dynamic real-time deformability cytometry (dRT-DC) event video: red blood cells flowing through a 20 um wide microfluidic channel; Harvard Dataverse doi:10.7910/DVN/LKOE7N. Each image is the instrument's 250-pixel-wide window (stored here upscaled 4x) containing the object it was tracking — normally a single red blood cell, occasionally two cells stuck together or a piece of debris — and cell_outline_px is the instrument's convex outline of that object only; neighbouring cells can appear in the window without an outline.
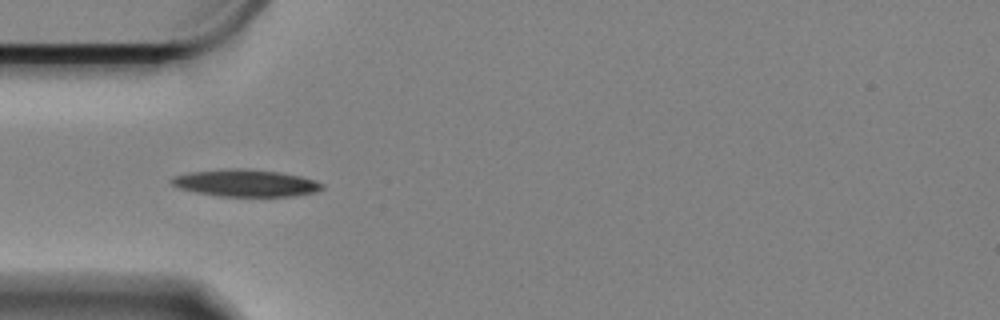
{"species": "Egyptian fruit bat (a non-hibernating species)", "species_latin": "Rousettus aegyptiacus", "temperature_condition": "cold", "stored_images_in_passage": 44, "camera_frame_rate_fps": 3000, "um_per_image_px": 0.085, "animal": {"sex": "female"}, "frame": {"image": 1, "passage_image": 1, "time_ms": 0.0, "image_size_px": [1000, 320], "cell_outline_px": [[324, 188], [316, 192], [296, 196], [216, 196], [196, 192], [180, 188], [172, 184], [172, 180], [176, 176], [192, 172], [232, 168], [244, 168], [276, 172], [300, 176], [324, 184]], "centroid_in_image_um": [20.93, 15.57], "position_along_channel_um": 64.1, "area_um2": 23.41}}
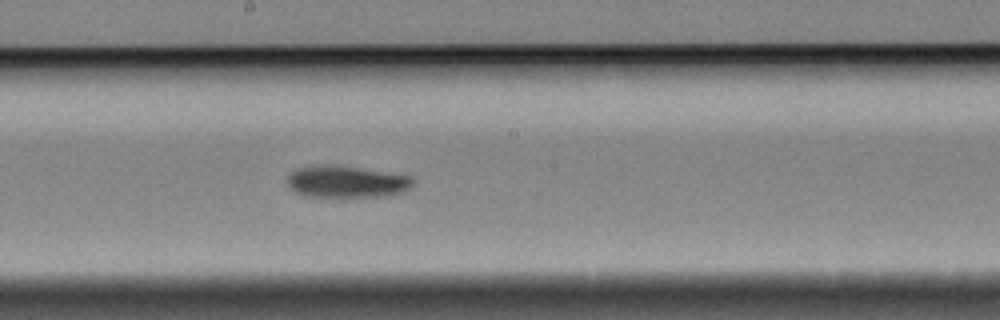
{"frame": {"image": 2, "passage_image": 15, "time_ms": 4.667, "image_size_px": [1000, 320], "cell_outline_px": [[416, 184], [412, 188], [404, 192], [384, 196], [340, 200], [304, 196], [296, 192], [288, 184], [288, 176], [296, 168], [316, 164], [336, 164], [412, 176], [416, 180]], "centroid_in_image_um": [29.49, 15.48], "position_along_channel_um": 218.7, "area_um2": 24.8}}
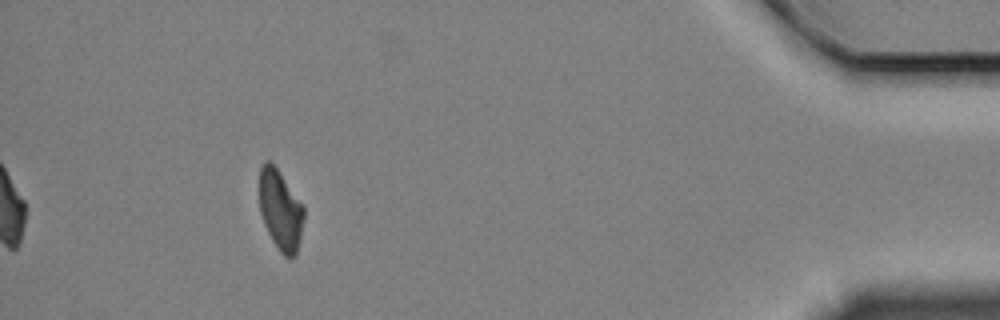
{"frame": {"image": 3, "passage_image": 38, "time_ms": 12.333, "image_size_px": [1000, 320], "cell_outline_px": [[304, 220], [296, 256], [284, 256], [280, 252], [272, 240], [264, 224], [260, 212], [260, 168], [264, 160], [268, 160], [276, 168], [304, 204]], "centroid_in_image_um": [23.85, 17.86], "position_along_channel_um": 411.3, "area_um2": 20.75}, "authors_computed_cell_mechanics": {"area_um2": 22.9466, "velocity_mm_per_s": 3.3095, "shape_relaxation_time_tau1_ms": 3.2865, "shape_relaxation_time_tau2_ms": null, "deformation_change_tau1": 0.1463, "deformation_change_tau2": null}}